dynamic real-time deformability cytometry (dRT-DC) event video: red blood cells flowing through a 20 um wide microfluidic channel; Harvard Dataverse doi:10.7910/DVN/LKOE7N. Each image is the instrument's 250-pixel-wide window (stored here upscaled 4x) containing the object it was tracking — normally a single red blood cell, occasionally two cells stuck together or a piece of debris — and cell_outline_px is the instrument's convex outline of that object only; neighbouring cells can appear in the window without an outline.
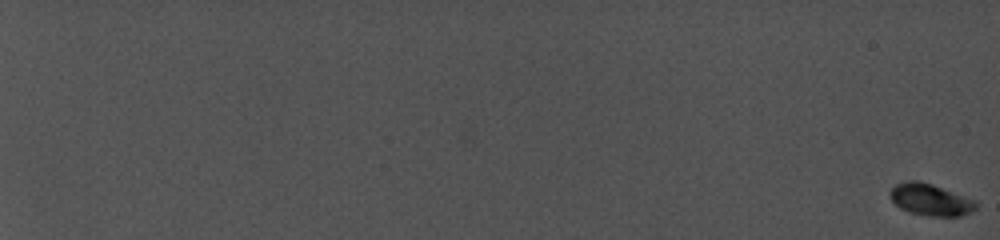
{"species": "common noctule bat (a hibernating species)", "species_latin": "Nyctalus noctula", "temperature_condition": "cold", "stored_images_in_passage": 79, "camera_frame_rate_fps": 5000, "um_per_image_px": 0.085, "animal": {"sex": "female", "body_mass_g": 19.0, "forearm_length_mm": 56.7}, "frame": {"image": 1, "passage_image": 1, "time_ms": 0.0, "image_size_px": [1000, 240], "cell_outline_px": [[976, 208], [972, 212], [960, 216], [928, 216], [908, 212], [900, 208], [892, 200], [892, 188], [896, 184], [908, 180], [916, 180], [932, 184], [976, 200]], "centroid_in_image_um": [79.12, 16.98], "position_along_channel_um": 5.9, "area_um2": 15.78}}
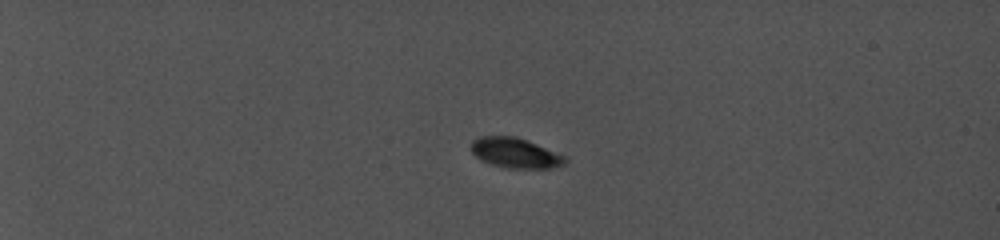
{"frame": {"image": 2, "passage_image": 43, "time_ms": 6.6, "image_size_px": [1000, 240], "cell_outline_px": [[568, 160], [564, 164], [548, 168], [504, 168], [480, 160], [472, 152], [472, 140], [480, 136], [516, 136], [528, 140], [568, 156]], "centroid_in_image_um": [43.83, 12.99], "position_along_channel_um": 41.2, "area_um2": 16.65}}
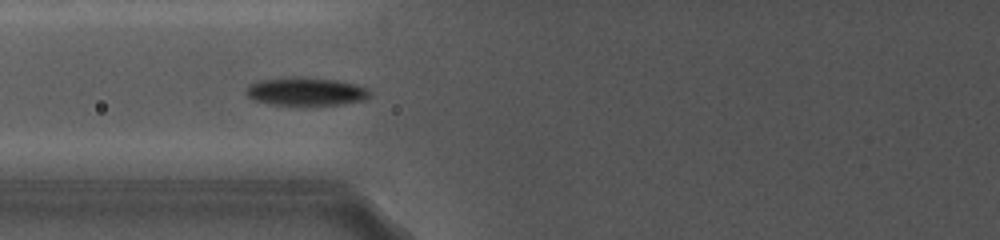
{"frame": {"image": 3, "passage_image": 78, "time_ms": 11.0, "image_size_px": [1000, 240], "cell_outline_px": [[372, 96], [364, 100], [344, 104], [308, 108], [268, 104], [252, 100], [244, 92], [248, 84], [256, 80], [296, 76], [340, 80], [368, 88], [372, 92]], "centroid_in_image_um": [25.99, 7.82], "position_along_channel_um": 99.8, "area_um2": 21.73}}